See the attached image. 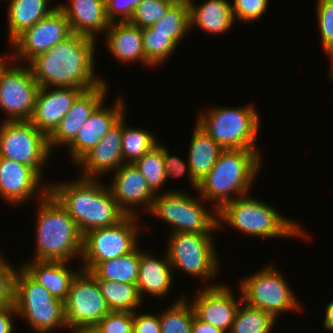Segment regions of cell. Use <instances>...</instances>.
<instances>
[{
  "instance_id": "cell-38",
  "label": "cell",
  "mask_w": 333,
  "mask_h": 333,
  "mask_svg": "<svg viewBox=\"0 0 333 333\" xmlns=\"http://www.w3.org/2000/svg\"><path fill=\"white\" fill-rule=\"evenodd\" d=\"M172 4L169 0H142L128 22L140 28L150 27L164 16Z\"/></svg>"
},
{
  "instance_id": "cell-50",
  "label": "cell",
  "mask_w": 333,
  "mask_h": 333,
  "mask_svg": "<svg viewBox=\"0 0 333 333\" xmlns=\"http://www.w3.org/2000/svg\"><path fill=\"white\" fill-rule=\"evenodd\" d=\"M325 54L328 55V57L331 59V67L330 69H328V78H330L331 80H333V47L327 51Z\"/></svg>"
},
{
  "instance_id": "cell-41",
  "label": "cell",
  "mask_w": 333,
  "mask_h": 333,
  "mask_svg": "<svg viewBox=\"0 0 333 333\" xmlns=\"http://www.w3.org/2000/svg\"><path fill=\"white\" fill-rule=\"evenodd\" d=\"M134 312L110 311L95 326L101 333H133Z\"/></svg>"
},
{
  "instance_id": "cell-12",
  "label": "cell",
  "mask_w": 333,
  "mask_h": 333,
  "mask_svg": "<svg viewBox=\"0 0 333 333\" xmlns=\"http://www.w3.org/2000/svg\"><path fill=\"white\" fill-rule=\"evenodd\" d=\"M48 137L29 120L0 123V157L23 163L43 176L51 157Z\"/></svg>"
},
{
  "instance_id": "cell-28",
  "label": "cell",
  "mask_w": 333,
  "mask_h": 333,
  "mask_svg": "<svg viewBox=\"0 0 333 333\" xmlns=\"http://www.w3.org/2000/svg\"><path fill=\"white\" fill-rule=\"evenodd\" d=\"M188 151V164L193 179L199 184L211 171L224 150L196 122Z\"/></svg>"
},
{
  "instance_id": "cell-10",
  "label": "cell",
  "mask_w": 333,
  "mask_h": 333,
  "mask_svg": "<svg viewBox=\"0 0 333 333\" xmlns=\"http://www.w3.org/2000/svg\"><path fill=\"white\" fill-rule=\"evenodd\" d=\"M239 287L243 302L270 313L276 320L281 313L303 311L283 274L272 264L243 278Z\"/></svg>"
},
{
  "instance_id": "cell-52",
  "label": "cell",
  "mask_w": 333,
  "mask_h": 333,
  "mask_svg": "<svg viewBox=\"0 0 333 333\" xmlns=\"http://www.w3.org/2000/svg\"><path fill=\"white\" fill-rule=\"evenodd\" d=\"M6 55V56H4ZM4 55H0V66L7 60V58H9V55L4 54Z\"/></svg>"
},
{
  "instance_id": "cell-36",
  "label": "cell",
  "mask_w": 333,
  "mask_h": 333,
  "mask_svg": "<svg viewBox=\"0 0 333 333\" xmlns=\"http://www.w3.org/2000/svg\"><path fill=\"white\" fill-rule=\"evenodd\" d=\"M134 165L141 172L148 186L155 194L163 193L162 187L164 188L167 182L163 158V144L158 142L138 159Z\"/></svg>"
},
{
  "instance_id": "cell-3",
  "label": "cell",
  "mask_w": 333,
  "mask_h": 333,
  "mask_svg": "<svg viewBox=\"0 0 333 333\" xmlns=\"http://www.w3.org/2000/svg\"><path fill=\"white\" fill-rule=\"evenodd\" d=\"M261 155L260 150H223L211 171L198 184L197 193L206 202H212L217 211L235 198L248 195L262 169Z\"/></svg>"
},
{
  "instance_id": "cell-19",
  "label": "cell",
  "mask_w": 333,
  "mask_h": 333,
  "mask_svg": "<svg viewBox=\"0 0 333 333\" xmlns=\"http://www.w3.org/2000/svg\"><path fill=\"white\" fill-rule=\"evenodd\" d=\"M84 91L71 87H40L29 121L49 137Z\"/></svg>"
},
{
  "instance_id": "cell-24",
  "label": "cell",
  "mask_w": 333,
  "mask_h": 333,
  "mask_svg": "<svg viewBox=\"0 0 333 333\" xmlns=\"http://www.w3.org/2000/svg\"><path fill=\"white\" fill-rule=\"evenodd\" d=\"M105 44L110 54L122 64L141 62L146 67H153L144 56L142 28L124 22H110L105 30ZM128 63V64H127Z\"/></svg>"
},
{
  "instance_id": "cell-1",
  "label": "cell",
  "mask_w": 333,
  "mask_h": 333,
  "mask_svg": "<svg viewBox=\"0 0 333 333\" xmlns=\"http://www.w3.org/2000/svg\"><path fill=\"white\" fill-rule=\"evenodd\" d=\"M97 40L72 34L46 53L33 58L28 66L40 87H71L85 91L105 81L95 75Z\"/></svg>"
},
{
  "instance_id": "cell-47",
  "label": "cell",
  "mask_w": 333,
  "mask_h": 333,
  "mask_svg": "<svg viewBox=\"0 0 333 333\" xmlns=\"http://www.w3.org/2000/svg\"><path fill=\"white\" fill-rule=\"evenodd\" d=\"M191 333H226L222 329L214 327L209 323L200 320L194 315Z\"/></svg>"
},
{
  "instance_id": "cell-8",
  "label": "cell",
  "mask_w": 333,
  "mask_h": 333,
  "mask_svg": "<svg viewBox=\"0 0 333 333\" xmlns=\"http://www.w3.org/2000/svg\"><path fill=\"white\" fill-rule=\"evenodd\" d=\"M13 304L17 316L25 318L35 333H50L55 328L68 329L64 302L53 297L22 267L16 277Z\"/></svg>"
},
{
  "instance_id": "cell-42",
  "label": "cell",
  "mask_w": 333,
  "mask_h": 333,
  "mask_svg": "<svg viewBox=\"0 0 333 333\" xmlns=\"http://www.w3.org/2000/svg\"><path fill=\"white\" fill-rule=\"evenodd\" d=\"M19 266L14 267L9 263L0 272V309L15 301L16 277L22 265Z\"/></svg>"
},
{
  "instance_id": "cell-16",
  "label": "cell",
  "mask_w": 333,
  "mask_h": 333,
  "mask_svg": "<svg viewBox=\"0 0 333 333\" xmlns=\"http://www.w3.org/2000/svg\"><path fill=\"white\" fill-rule=\"evenodd\" d=\"M193 296L191 305L195 315L202 321L229 333L238 307L243 301L242 294L236 299L232 289L223 283L200 287Z\"/></svg>"
},
{
  "instance_id": "cell-2",
  "label": "cell",
  "mask_w": 333,
  "mask_h": 333,
  "mask_svg": "<svg viewBox=\"0 0 333 333\" xmlns=\"http://www.w3.org/2000/svg\"><path fill=\"white\" fill-rule=\"evenodd\" d=\"M49 193L75 221L82 236L115 225L126 216L109 187L99 179L79 177L70 182H52Z\"/></svg>"
},
{
  "instance_id": "cell-33",
  "label": "cell",
  "mask_w": 333,
  "mask_h": 333,
  "mask_svg": "<svg viewBox=\"0 0 333 333\" xmlns=\"http://www.w3.org/2000/svg\"><path fill=\"white\" fill-rule=\"evenodd\" d=\"M275 322L270 313L242 301L229 333H271Z\"/></svg>"
},
{
  "instance_id": "cell-49",
  "label": "cell",
  "mask_w": 333,
  "mask_h": 333,
  "mask_svg": "<svg viewBox=\"0 0 333 333\" xmlns=\"http://www.w3.org/2000/svg\"><path fill=\"white\" fill-rule=\"evenodd\" d=\"M71 333H101L95 326L94 327H79L70 330Z\"/></svg>"
},
{
  "instance_id": "cell-15",
  "label": "cell",
  "mask_w": 333,
  "mask_h": 333,
  "mask_svg": "<svg viewBox=\"0 0 333 333\" xmlns=\"http://www.w3.org/2000/svg\"><path fill=\"white\" fill-rule=\"evenodd\" d=\"M72 34L65 14L57 7L47 17L20 34L10 45L14 49L13 53L8 54L13 61L24 64L28 60V64L33 58L46 53Z\"/></svg>"
},
{
  "instance_id": "cell-46",
  "label": "cell",
  "mask_w": 333,
  "mask_h": 333,
  "mask_svg": "<svg viewBox=\"0 0 333 333\" xmlns=\"http://www.w3.org/2000/svg\"><path fill=\"white\" fill-rule=\"evenodd\" d=\"M13 315L17 316L14 304L0 309V333H14Z\"/></svg>"
},
{
  "instance_id": "cell-14",
  "label": "cell",
  "mask_w": 333,
  "mask_h": 333,
  "mask_svg": "<svg viewBox=\"0 0 333 333\" xmlns=\"http://www.w3.org/2000/svg\"><path fill=\"white\" fill-rule=\"evenodd\" d=\"M64 307L66 324L70 330L94 327L110 312L97 279L82 269L70 284Z\"/></svg>"
},
{
  "instance_id": "cell-23",
  "label": "cell",
  "mask_w": 333,
  "mask_h": 333,
  "mask_svg": "<svg viewBox=\"0 0 333 333\" xmlns=\"http://www.w3.org/2000/svg\"><path fill=\"white\" fill-rule=\"evenodd\" d=\"M57 5L65 14L73 34L97 40L98 32L105 33L110 21L106 16L105 0H69Z\"/></svg>"
},
{
  "instance_id": "cell-18",
  "label": "cell",
  "mask_w": 333,
  "mask_h": 333,
  "mask_svg": "<svg viewBox=\"0 0 333 333\" xmlns=\"http://www.w3.org/2000/svg\"><path fill=\"white\" fill-rule=\"evenodd\" d=\"M113 173V180L108 187L120 209L126 215L138 216L135 208L140 210L139 207L142 205L148 213L156 194L150 189L138 168L132 163H124Z\"/></svg>"
},
{
  "instance_id": "cell-48",
  "label": "cell",
  "mask_w": 333,
  "mask_h": 333,
  "mask_svg": "<svg viewBox=\"0 0 333 333\" xmlns=\"http://www.w3.org/2000/svg\"><path fill=\"white\" fill-rule=\"evenodd\" d=\"M324 327L328 331H333V300L325 307Z\"/></svg>"
},
{
  "instance_id": "cell-32",
  "label": "cell",
  "mask_w": 333,
  "mask_h": 333,
  "mask_svg": "<svg viewBox=\"0 0 333 333\" xmlns=\"http://www.w3.org/2000/svg\"><path fill=\"white\" fill-rule=\"evenodd\" d=\"M150 27L155 33L169 34L178 45L191 30L189 4L173 3L164 16Z\"/></svg>"
},
{
  "instance_id": "cell-22",
  "label": "cell",
  "mask_w": 333,
  "mask_h": 333,
  "mask_svg": "<svg viewBox=\"0 0 333 333\" xmlns=\"http://www.w3.org/2000/svg\"><path fill=\"white\" fill-rule=\"evenodd\" d=\"M123 117L107 132L105 137L75 165L83 170L80 177L100 179L102 175L116 171L122 157ZM100 175V176H99Z\"/></svg>"
},
{
  "instance_id": "cell-7",
  "label": "cell",
  "mask_w": 333,
  "mask_h": 333,
  "mask_svg": "<svg viewBox=\"0 0 333 333\" xmlns=\"http://www.w3.org/2000/svg\"><path fill=\"white\" fill-rule=\"evenodd\" d=\"M199 197L195 198L183 190L163 191L156 194L147 214L171 225V233H213L218 230V211L215 208L209 211L204 206L207 202Z\"/></svg>"
},
{
  "instance_id": "cell-53",
  "label": "cell",
  "mask_w": 333,
  "mask_h": 333,
  "mask_svg": "<svg viewBox=\"0 0 333 333\" xmlns=\"http://www.w3.org/2000/svg\"><path fill=\"white\" fill-rule=\"evenodd\" d=\"M172 3H188L189 0H169Z\"/></svg>"
},
{
  "instance_id": "cell-11",
  "label": "cell",
  "mask_w": 333,
  "mask_h": 333,
  "mask_svg": "<svg viewBox=\"0 0 333 333\" xmlns=\"http://www.w3.org/2000/svg\"><path fill=\"white\" fill-rule=\"evenodd\" d=\"M138 218L139 216L126 215L115 225L94 229L85 234L81 269L90 271L98 262L115 259L135 250L139 246L138 237L141 232Z\"/></svg>"
},
{
  "instance_id": "cell-6",
  "label": "cell",
  "mask_w": 333,
  "mask_h": 333,
  "mask_svg": "<svg viewBox=\"0 0 333 333\" xmlns=\"http://www.w3.org/2000/svg\"><path fill=\"white\" fill-rule=\"evenodd\" d=\"M208 108L198 113L196 123L224 150H259L255 142L260 129V117L254 105Z\"/></svg>"
},
{
  "instance_id": "cell-40",
  "label": "cell",
  "mask_w": 333,
  "mask_h": 333,
  "mask_svg": "<svg viewBox=\"0 0 333 333\" xmlns=\"http://www.w3.org/2000/svg\"><path fill=\"white\" fill-rule=\"evenodd\" d=\"M269 0H233L231 3L234 21L252 23L267 12ZM238 19V20H237Z\"/></svg>"
},
{
  "instance_id": "cell-31",
  "label": "cell",
  "mask_w": 333,
  "mask_h": 333,
  "mask_svg": "<svg viewBox=\"0 0 333 333\" xmlns=\"http://www.w3.org/2000/svg\"><path fill=\"white\" fill-rule=\"evenodd\" d=\"M101 293L110 311H140L144 300L141 299L136 284L121 283L105 279H97Z\"/></svg>"
},
{
  "instance_id": "cell-25",
  "label": "cell",
  "mask_w": 333,
  "mask_h": 333,
  "mask_svg": "<svg viewBox=\"0 0 333 333\" xmlns=\"http://www.w3.org/2000/svg\"><path fill=\"white\" fill-rule=\"evenodd\" d=\"M160 259L143 251L140 254L137 288L141 299L145 294L157 298L167 297L172 287L174 273L167 253ZM145 293V294H144Z\"/></svg>"
},
{
  "instance_id": "cell-51",
  "label": "cell",
  "mask_w": 333,
  "mask_h": 333,
  "mask_svg": "<svg viewBox=\"0 0 333 333\" xmlns=\"http://www.w3.org/2000/svg\"><path fill=\"white\" fill-rule=\"evenodd\" d=\"M4 258L5 257L0 254V272L9 264V261L7 262Z\"/></svg>"
},
{
  "instance_id": "cell-21",
  "label": "cell",
  "mask_w": 333,
  "mask_h": 333,
  "mask_svg": "<svg viewBox=\"0 0 333 333\" xmlns=\"http://www.w3.org/2000/svg\"><path fill=\"white\" fill-rule=\"evenodd\" d=\"M105 80L100 85L84 91L74 102L71 109L60 121L54 132L48 137L51 153L53 148L66 145L68 147L76 138L82 125L89 119L95 109L107 98L108 86Z\"/></svg>"
},
{
  "instance_id": "cell-13",
  "label": "cell",
  "mask_w": 333,
  "mask_h": 333,
  "mask_svg": "<svg viewBox=\"0 0 333 333\" xmlns=\"http://www.w3.org/2000/svg\"><path fill=\"white\" fill-rule=\"evenodd\" d=\"M39 88L27 64L7 58L0 66V109L5 114L4 121L30 120Z\"/></svg>"
},
{
  "instance_id": "cell-30",
  "label": "cell",
  "mask_w": 333,
  "mask_h": 333,
  "mask_svg": "<svg viewBox=\"0 0 333 333\" xmlns=\"http://www.w3.org/2000/svg\"><path fill=\"white\" fill-rule=\"evenodd\" d=\"M140 250H135L124 256L98 262L89 272L96 279H105L121 283L136 284L139 276Z\"/></svg>"
},
{
  "instance_id": "cell-44",
  "label": "cell",
  "mask_w": 333,
  "mask_h": 333,
  "mask_svg": "<svg viewBox=\"0 0 333 333\" xmlns=\"http://www.w3.org/2000/svg\"><path fill=\"white\" fill-rule=\"evenodd\" d=\"M141 1L142 0H105L107 19L110 22L129 21L135 8Z\"/></svg>"
},
{
  "instance_id": "cell-29",
  "label": "cell",
  "mask_w": 333,
  "mask_h": 333,
  "mask_svg": "<svg viewBox=\"0 0 333 333\" xmlns=\"http://www.w3.org/2000/svg\"><path fill=\"white\" fill-rule=\"evenodd\" d=\"M8 9V40L10 44L25 30L31 28L40 19L47 17L54 9L50 0H9Z\"/></svg>"
},
{
  "instance_id": "cell-34",
  "label": "cell",
  "mask_w": 333,
  "mask_h": 333,
  "mask_svg": "<svg viewBox=\"0 0 333 333\" xmlns=\"http://www.w3.org/2000/svg\"><path fill=\"white\" fill-rule=\"evenodd\" d=\"M123 116L122 157L124 163L134 164L159 141L155 134L143 128L128 127Z\"/></svg>"
},
{
  "instance_id": "cell-35",
  "label": "cell",
  "mask_w": 333,
  "mask_h": 333,
  "mask_svg": "<svg viewBox=\"0 0 333 333\" xmlns=\"http://www.w3.org/2000/svg\"><path fill=\"white\" fill-rule=\"evenodd\" d=\"M161 312V333H191L195 312L186 297H180Z\"/></svg>"
},
{
  "instance_id": "cell-20",
  "label": "cell",
  "mask_w": 333,
  "mask_h": 333,
  "mask_svg": "<svg viewBox=\"0 0 333 333\" xmlns=\"http://www.w3.org/2000/svg\"><path fill=\"white\" fill-rule=\"evenodd\" d=\"M104 104L105 101L95 109L78 131L75 140L67 148L74 165L94 148L126 113V104L122 96L117 97L114 106H110V108L104 107Z\"/></svg>"
},
{
  "instance_id": "cell-9",
  "label": "cell",
  "mask_w": 333,
  "mask_h": 333,
  "mask_svg": "<svg viewBox=\"0 0 333 333\" xmlns=\"http://www.w3.org/2000/svg\"><path fill=\"white\" fill-rule=\"evenodd\" d=\"M166 253L172 270L200 277L210 283L219 274V258L216 254L214 233H169ZM203 278V279H202Z\"/></svg>"
},
{
  "instance_id": "cell-43",
  "label": "cell",
  "mask_w": 333,
  "mask_h": 333,
  "mask_svg": "<svg viewBox=\"0 0 333 333\" xmlns=\"http://www.w3.org/2000/svg\"><path fill=\"white\" fill-rule=\"evenodd\" d=\"M163 158L165 164V175L167 180H169L170 177H181L186 172L188 176V181L189 183L191 182L190 185L193 187L194 190L198 191V183L192 177L188 160L184 162L175 154L171 155L165 145L163 146Z\"/></svg>"
},
{
  "instance_id": "cell-5",
  "label": "cell",
  "mask_w": 333,
  "mask_h": 333,
  "mask_svg": "<svg viewBox=\"0 0 333 333\" xmlns=\"http://www.w3.org/2000/svg\"><path fill=\"white\" fill-rule=\"evenodd\" d=\"M279 212L249 195L235 198L218 211V231L227 224L252 237L309 239L301 223L287 219Z\"/></svg>"
},
{
  "instance_id": "cell-39",
  "label": "cell",
  "mask_w": 333,
  "mask_h": 333,
  "mask_svg": "<svg viewBox=\"0 0 333 333\" xmlns=\"http://www.w3.org/2000/svg\"><path fill=\"white\" fill-rule=\"evenodd\" d=\"M317 21L321 33L322 48L326 53L333 47V0H316Z\"/></svg>"
},
{
  "instance_id": "cell-27",
  "label": "cell",
  "mask_w": 333,
  "mask_h": 333,
  "mask_svg": "<svg viewBox=\"0 0 333 333\" xmlns=\"http://www.w3.org/2000/svg\"><path fill=\"white\" fill-rule=\"evenodd\" d=\"M190 10V29L199 27L206 33L222 35L230 30L235 21L229 0H206L200 5L188 1Z\"/></svg>"
},
{
  "instance_id": "cell-37",
  "label": "cell",
  "mask_w": 333,
  "mask_h": 333,
  "mask_svg": "<svg viewBox=\"0 0 333 333\" xmlns=\"http://www.w3.org/2000/svg\"><path fill=\"white\" fill-rule=\"evenodd\" d=\"M142 42L145 59L153 67L165 63L178 47L169 34L155 33L151 27L142 28Z\"/></svg>"
},
{
  "instance_id": "cell-45",
  "label": "cell",
  "mask_w": 333,
  "mask_h": 333,
  "mask_svg": "<svg viewBox=\"0 0 333 333\" xmlns=\"http://www.w3.org/2000/svg\"><path fill=\"white\" fill-rule=\"evenodd\" d=\"M133 333H161L159 314L135 311L133 319Z\"/></svg>"
},
{
  "instance_id": "cell-17",
  "label": "cell",
  "mask_w": 333,
  "mask_h": 333,
  "mask_svg": "<svg viewBox=\"0 0 333 333\" xmlns=\"http://www.w3.org/2000/svg\"><path fill=\"white\" fill-rule=\"evenodd\" d=\"M41 177L30 166L0 157V195L10 205H22L34 195L37 201L43 199L49 184H41Z\"/></svg>"
},
{
  "instance_id": "cell-26",
  "label": "cell",
  "mask_w": 333,
  "mask_h": 333,
  "mask_svg": "<svg viewBox=\"0 0 333 333\" xmlns=\"http://www.w3.org/2000/svg\"><path fill=\"white\" fill-rule=\"evenodd\" d=\"M69 262L62 261H29L21 264L22 268L51 295L63 302L66 301L70 284L81 270L69 267Z\"/></svg>"
},
{
  "instance_id": "cell-4",
  "label": "cell",
  "mask_w": 333,
  "mask_h": 333,
  "mask_svg": "<svg viewBox=\"0 0 333 333\" xmlns=\"http://www.w3.org/2000/svg\"><path fill=\"white\" fill-rule=\"evenodd\" d=\"M37 203L36 252L31 260L70 262L81 258L83 236L68 212L50 193Z\"/></svg>"
}]
</instances>
